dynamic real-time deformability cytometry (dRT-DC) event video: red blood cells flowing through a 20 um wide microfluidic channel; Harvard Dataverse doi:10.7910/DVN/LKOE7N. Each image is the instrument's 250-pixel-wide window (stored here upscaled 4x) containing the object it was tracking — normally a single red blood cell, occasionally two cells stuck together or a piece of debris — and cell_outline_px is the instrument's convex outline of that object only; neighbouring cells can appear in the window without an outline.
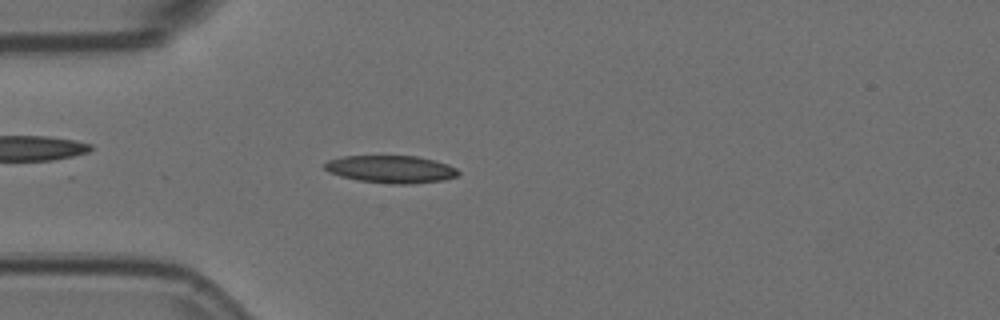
{"species": "Egyptian fruit bat (a non-hibernating species)", "species_latin": "Rousettus aegyptiacus", "temperature_condition": "room temperature", "stored_images_in_passage": 26, "camera_frame_rate_fps": 3000, "um_per_image_px": 0.085, "animal": {"sex": "female"}, "frame": {"image": 1, "passage_image": 15, "time_ms": 4.667, "image_size_px": [1000, 320], "cell_outline_px": [[460, 172], [456, 176], [444, 180], [408, 184], [392, 184], [356, 180], [340, 176], [328, 172], [324, 168], [324, 164], [328, 160], [344, 156], [416, 156], [448, 164], [456, 168]], "centroid_in_image_um": [33.21, 14.39], "position_along_channel_um": 51.8, "area_um2": 21.39}}
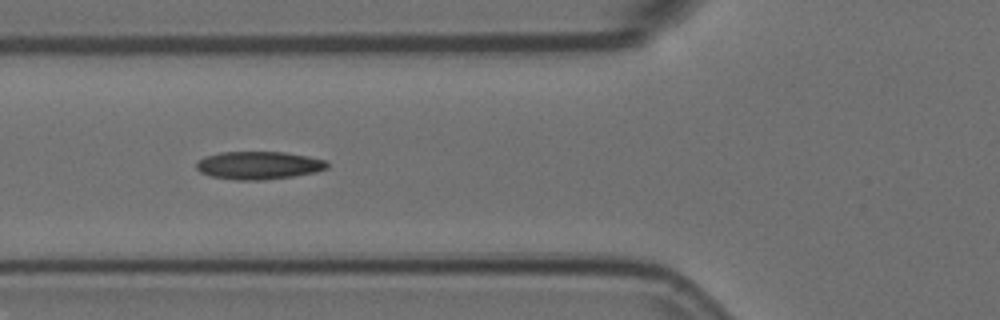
{"frame": {"image": 2, "passage_image": 20, "time_ms": 6.333, "image_size_px": [1000, 320], "cell_outline_px": [[328, 168], [316, 172], [292, 176], [264, 180], [236, 180], [212, 176], [200, 172], [196, 168], [196, 160], [204, 156], [220, 152], [284, 152], [308, 156], [324, 160], [328, 164]], "centroid_in_image_um": [21.95, 14.05], "position_along_channel_um": 103.8, "area_um2": 21.33}}
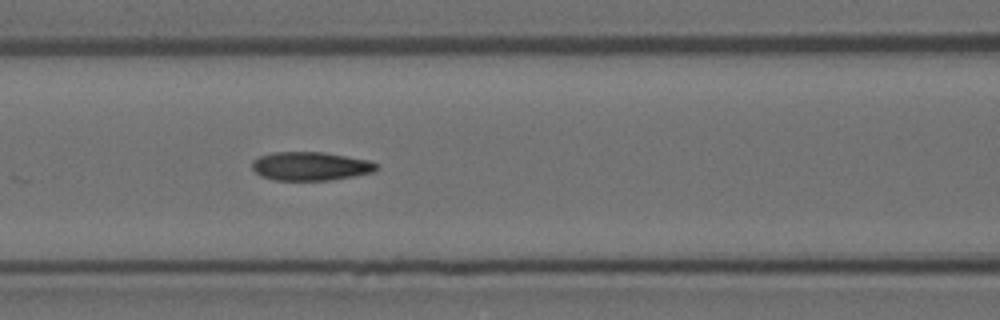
{"frame": {"image": 3, "passage_image": 23, "time_ms": 7.333, "image_size_px": [1000, 320], "cell_outline_px": [[380, 168], [376, 172], [356, 176], [328, 180], [276, 180], [260, 176], [252, 168], [252, 160], [260, 156], [272, 152], [324, 152], [368, 160], [376, 164]], "centroid_in_image_um": [26.41, 14.13], "position_along_channel_um": 140.2, "area_um2": 20.87}}